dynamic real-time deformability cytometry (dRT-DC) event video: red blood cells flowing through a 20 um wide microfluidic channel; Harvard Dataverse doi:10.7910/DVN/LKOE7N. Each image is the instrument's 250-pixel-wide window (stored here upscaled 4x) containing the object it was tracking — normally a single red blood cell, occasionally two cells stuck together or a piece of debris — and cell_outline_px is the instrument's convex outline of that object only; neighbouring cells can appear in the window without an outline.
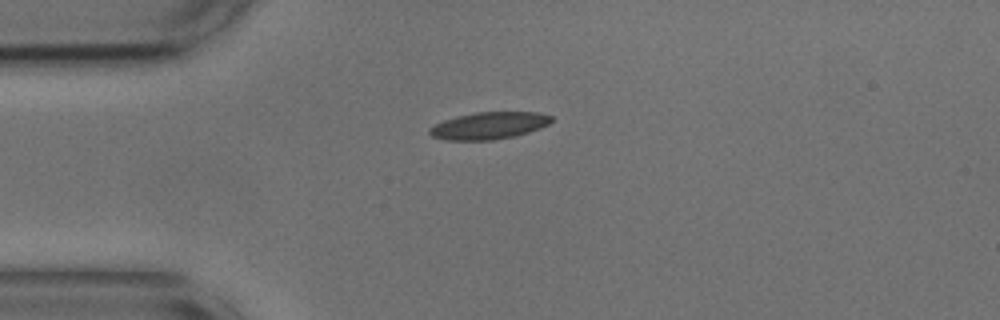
{"species": "common noctule bat (a hibernating species)", "species_latin": "Nyctalus noctula", "temperature_condition": "cold", "stored_images_in_passage": 1, "camera_frame_rate_fps": 3000, "um_per_image_px": 0.085, "animal": {"sex": "male", "body_mass_g": 17.9, "forearm_length_mm": 54.2}, "frame": {"image": 1, "passage_image": 1, "time_ms": 0.0, "image_size_px": [1000, 320], "cell_outline_px": [[552, 120], [548, 124], [540, 128], [516, 136], [492, 140], [444, 140], [432, 136], [428, 132], [428, 128], [444, 120], [456, 116], [476, 112], [540, 112], [552, 116]], "centroid_in_image_um": [41.55, 10.68], "position_along_channel_um": 43.4, "area_um2": 19.31}}